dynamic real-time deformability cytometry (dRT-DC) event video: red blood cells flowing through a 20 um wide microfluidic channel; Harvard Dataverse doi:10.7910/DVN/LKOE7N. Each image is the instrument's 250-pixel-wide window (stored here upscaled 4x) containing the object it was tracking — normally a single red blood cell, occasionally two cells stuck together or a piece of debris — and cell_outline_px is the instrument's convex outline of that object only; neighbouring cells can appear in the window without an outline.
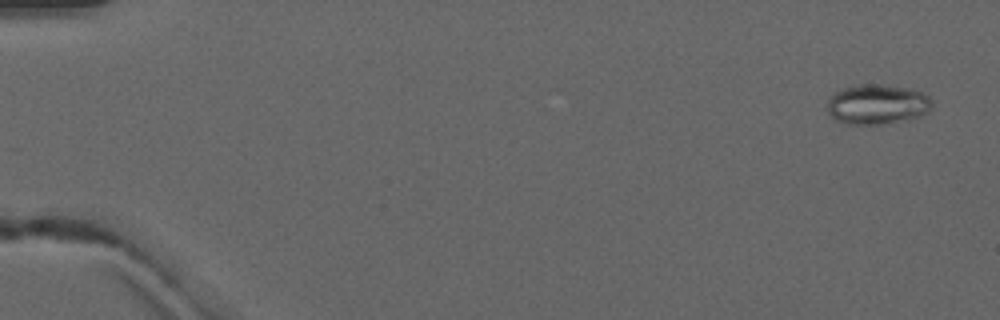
{"species": "common noctule bat (a hibernating species)", "species_latin": "Nyctalus noctula", "temperature_condition": "warm", "stored_images_in_passage": 5, "camera_frame_rate_fps": 3000, "um_per_image_px": 0.085, "animal": {"sex": "male", "forearm_length_mm": 52.5}, "frame": {"image": 1, "passage_image": 1, "time_ms": 0.0, "image_size_px": [1000, 320], "cell_outline_px": [[932, 108], [928, 112], [920, 116], [908, 120], [880, 124], [844, 124], [836, 120], [828, 112], [828, 100], [836, 92], [844, 88], [860, 84], [880, 84], [908, 88], [920, 92], [928, 96], [932, 100]], "centroid_in_image_um": [74.59, 8.88], "position_along_channel_um": 10.4, "area_um2": 24.39}}